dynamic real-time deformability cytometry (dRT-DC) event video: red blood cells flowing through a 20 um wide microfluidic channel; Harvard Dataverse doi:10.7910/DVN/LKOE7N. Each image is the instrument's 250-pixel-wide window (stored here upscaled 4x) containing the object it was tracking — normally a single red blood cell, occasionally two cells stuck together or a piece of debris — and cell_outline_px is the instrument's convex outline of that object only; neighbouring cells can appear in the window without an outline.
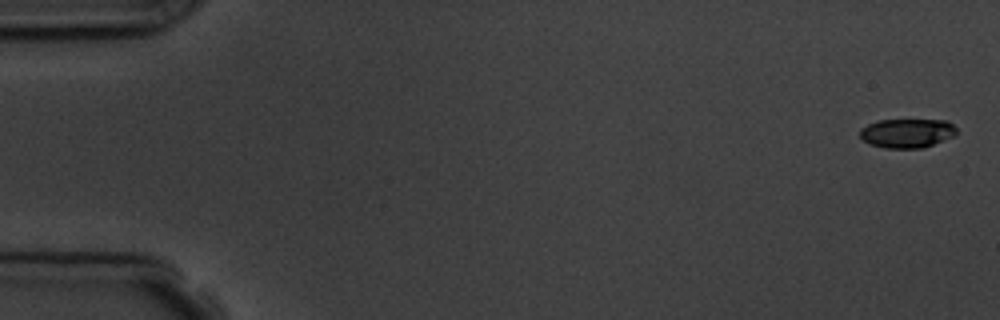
{"species": "common noctule bat (a hibernating species)", "species_latin": "Nyctalus noctula", "temperature_condition": "room temperature", "stored_images_in_passage": 11, "camera_frame_rate_fps": 3000, "um_per_image_px": 0.085, "animal": {"sex": "male", "body_mass_g": 19.5, "forearm_length_mm": 54.6}, "frame": {"image": 1, "passage_image": 1, "time_ms": 0.0, "image_size_px": [1000, 320], "cell_outline_px": [[956, 132], [952, 136], [924, 148], [884, 148], [872, 144], [864, 140], [860, 136], [860, 128], [868, 124], [880, 120], [948, 120], [956, 128]], "centroid_in_image_um": [77.09, 11.31], "position_along_channel_um": 7.9, "area_um2": 16.24}}
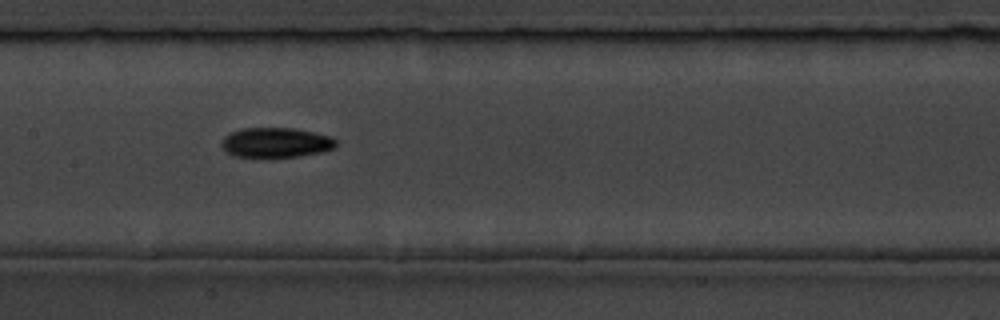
{"frame": {"image": 2, "passage_image": 8, "time_ms": 8.667, "image_size_px": [1000, 320], "cell_outline_px": [[336, 148], [324, 152], [300, 156], [268, 160], [232, 156], [220, 144], [224, 136], [240, 128], [292, 128], [332, 136], [336, 140]], "centroid_in_image_um": [23.45, 12.17], "position_along_channel_um": 184.0, "area_um2": 20.81}}
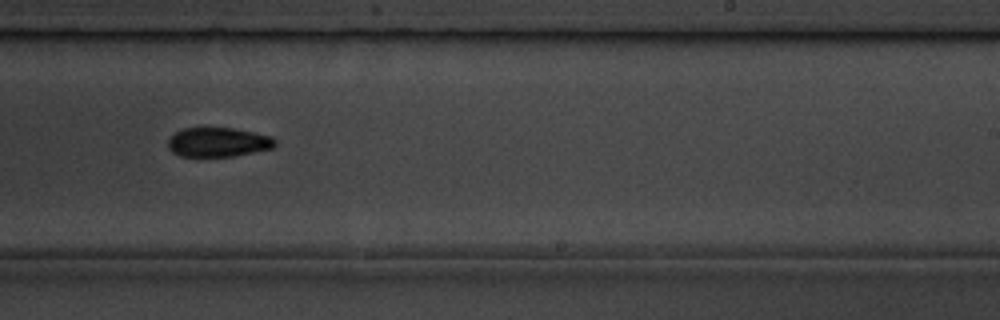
{"frame": {"image": 3, "passage_image": 10, "time_ms": 11.0, "image_size_px": [1000, 320], "cell_outline_px": [[276, 144], [272, 148], [232, 156], [180, 156], [172, 152], [168, 148], [168, 140], [176, 132], [184, 128], [232, 128], [272, 136], [276, 140]], "centroid_in_image_um": [18.53, 12.08], "position_along_channel_um": 270.5, "area_um2": 18.09}}